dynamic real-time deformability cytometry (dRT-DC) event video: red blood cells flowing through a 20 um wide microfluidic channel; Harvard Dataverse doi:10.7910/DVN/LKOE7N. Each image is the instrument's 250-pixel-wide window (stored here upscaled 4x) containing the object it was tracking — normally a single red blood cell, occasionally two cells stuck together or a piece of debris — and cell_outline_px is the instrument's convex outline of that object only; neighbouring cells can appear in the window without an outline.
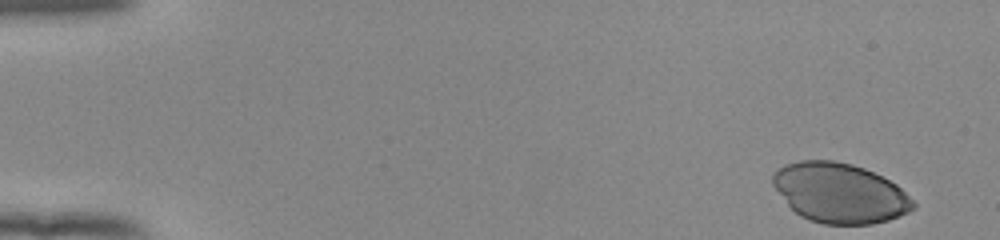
{"species": "human", "species_latin": "Homo sapiens", "temperature_condition": "room temperature", "stored_images_in_passage": 45, "camera_frame_rate_fps": 3000, "um_per_image_px": 0.085, "donor": {"sex": "female"}, "frame": {"image": 1, "passage_image": 1, "time_ms": 0.0, "image_size_px": [1000, 240], "cell_outline_px": [[916, 208], [908, 212], [888, 220], [872, 224], [824, 224], [808, 220], [800, 216], [788, 204], [772, 184], [772, 176], [776, 168], [784, 164], [800, 160], [832, 160], [852, 164], [864, 168], [896, 184], [916, 204]], "centroid_in_image_um": [71.35, 16.4], "position_along_channel_um": 13.6, "area_um2": 48.78}}
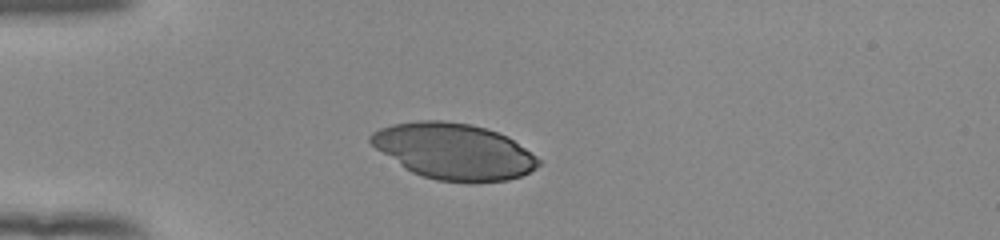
{"frame": {"image": 2, "passage_image": 13, "time_ms": 4.0, "image_size_px": [1000, 240], "cell_outline_px": [[540, 164], [536, 168], [520, 176], [508, 180], [476, 184], [468, 184], [436, 180], [412, 172], [376, 148], [368, 140], [368, 136], [372, 132], [380, 128], [392, 124], [420, 120], [444, 120], [468, 124], [484, 128], [508, 136], [540, 160]], "centroid_in_image_um": [38.58, 12.88], "position_along_channel_um": 46.4, "area_um2": 54.74}}